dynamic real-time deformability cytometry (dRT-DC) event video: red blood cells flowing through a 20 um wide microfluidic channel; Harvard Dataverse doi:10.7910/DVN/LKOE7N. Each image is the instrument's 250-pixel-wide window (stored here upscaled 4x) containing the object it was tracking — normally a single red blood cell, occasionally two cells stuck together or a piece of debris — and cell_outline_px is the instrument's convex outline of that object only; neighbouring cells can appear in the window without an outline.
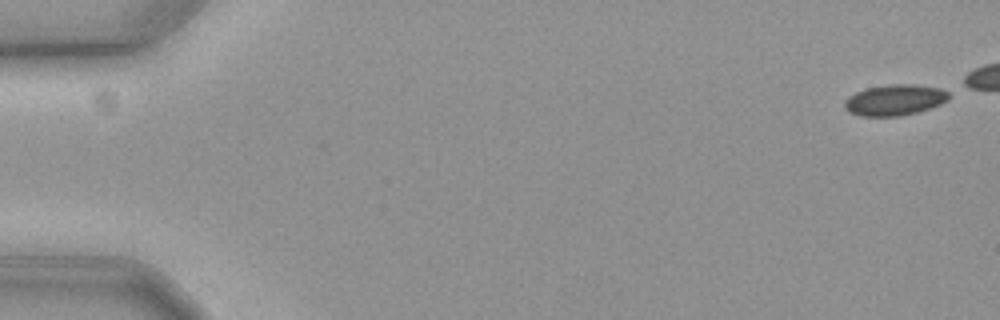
{"species": "common noctule bat (a hibernating species)", "species_latin": "Nyctalus noctula", "temperature_condition": "cold", "stored_images_in_passage": 50, "camera_frame_rate_fps": 3000, "um_per_image_px": 0.085, "animal": {"sex": "female", "body_mass_g": 19.3, "forearm_length_mm": 54.1}, "frame": {"image": 1, "passage_image": 1, "time_ms": 0.0, "image_size_px": [1000, 320], "cell_outline_px": [[948, 100], [940, 104], [916, 112], [900, 116], [860, 116], [848, 112], [844, 108], [844, 100], [848, 96], [856, 92], [868, 88], [892, 84], [912, 84], [940, 88], [948, 92]], "centroid_in_image_um": [76.01, 8.5], "position_along_channel_um": 9.0, "area_um2": 18.67}}
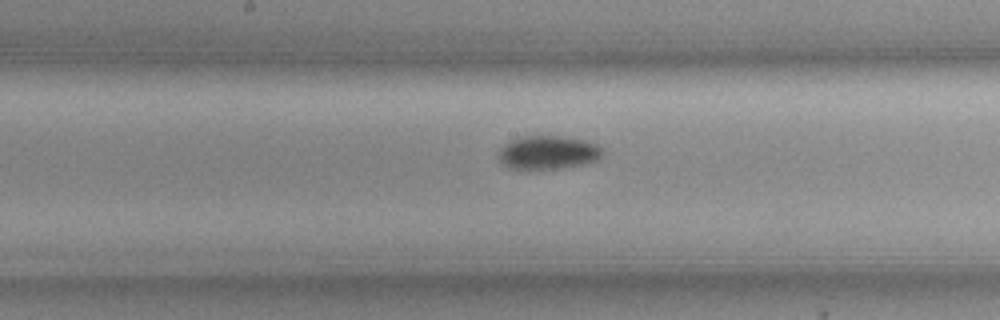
{"frame": {"image": 2, "passage_image": 30, "time_ms": 9.667, "image_size_px": [1000, 320], "cell_outline_px": [[604, 152], [596, 160], [584, 164], [560, 168], [508, 168], [500, 164], [496, 160], [496, 156], [500, 148], [504, 144], [520, 136], [564, 136], [584, 140], [596, 144]], "centroid_in_image_um": [46.51, 12.95], "position_along_channel_um": 201.7, "area_um2": 20.4}}
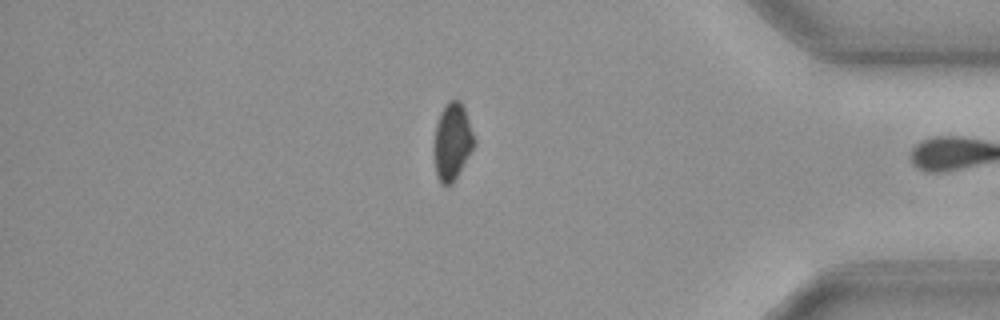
{"frame": {"image": 3, "passage_image": 49, "time_ms": 16.0, "image_size_px": [1000, 320], "cell_outline_px": [[476, 144], [452, 184], [440, 184], [436, 172], [436, 124], [440, 112], [444, 104], [448, 100], [460, 100], [464, 108], [476, 140]], "centroid_in_image_um": [38.48, 12.0], "position_along_channel_um": 396.7, "area_um2": 17.63}}